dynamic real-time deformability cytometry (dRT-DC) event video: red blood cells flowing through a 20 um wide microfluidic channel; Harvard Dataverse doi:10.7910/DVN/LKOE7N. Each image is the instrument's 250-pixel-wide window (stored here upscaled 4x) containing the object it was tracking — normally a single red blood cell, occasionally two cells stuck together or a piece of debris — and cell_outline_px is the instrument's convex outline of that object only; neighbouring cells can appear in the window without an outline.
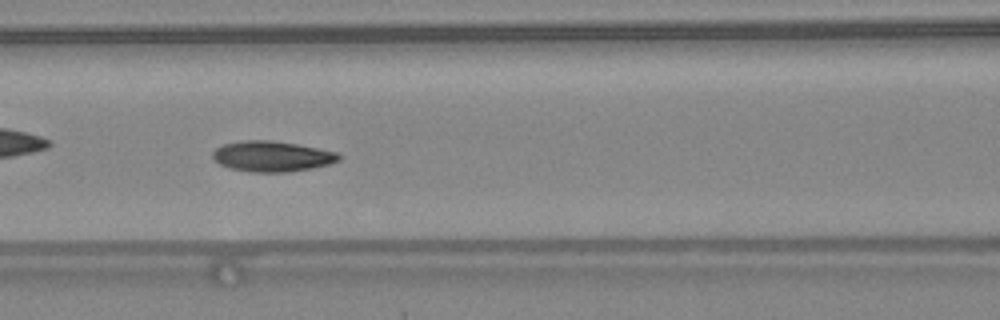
{"species": "common noctule bat (a hibernating species)", "species_latin": "Nyctalus noctula", "temperature_condition": "warm", "stored_images_in_passage": 47, "camera_frame_rate_fps": 3000, "um_per_image_px": 0.085, "animal": {"sex": "female", "body_mass_g": 24.6, "forearm_length_mm": 56.2}, "frame": {"image": 1, "passage_image": 21, "time_ms": 6.667, "image_size_px": [1000, 320], "cell_outline_px": [[340, 160], [328, 164], [312, 168], [288, 172], [248, 172], [228, 168], [220, 164], [212, 156], [212, 152], [216, 148], [224, 144], [244, 140], [268, 140], [296, 144], [336, 152], [340, 156]], "centroid_in_image_um": [23.09, 13.3], "position_along_channel_um": 143.5, "area_um2": 22.31}, "authors_computed_cell_mechanics": {"area_um2": 21.7906, "velocity_mm_per_s": 4.3595, "shape_relaxation_time_tau1_ms": 3.7767, "shape_relaxation_time_tau2_ms": 2.3799, "deformation_change_tau1": 0.1268, "deformation_change_tau2": 0.0693}}